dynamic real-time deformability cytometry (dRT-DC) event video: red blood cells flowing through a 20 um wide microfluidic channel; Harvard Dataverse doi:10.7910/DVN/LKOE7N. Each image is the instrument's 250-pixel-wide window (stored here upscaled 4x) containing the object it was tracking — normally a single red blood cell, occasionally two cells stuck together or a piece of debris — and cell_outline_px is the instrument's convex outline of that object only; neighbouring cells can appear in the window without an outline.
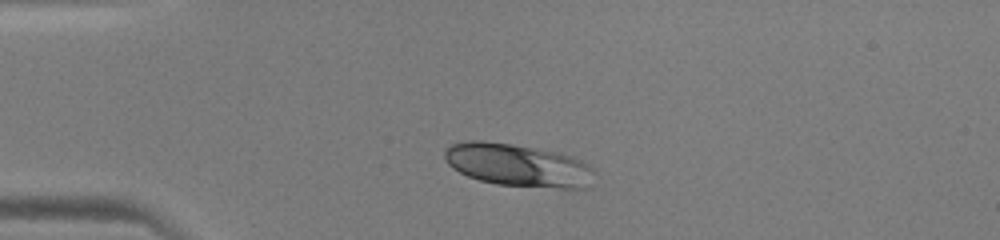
{"species": "human", "species_latin": "Homo sapiens", "temperature_condition": "warm", "stored_images_in_passage": 36, "camera_frame_rate_fps": 3000, "um_per_image_px": 0.085, "donor": {"sex": "male"}, "frame": {"image": 1, "passage_image": 1, "time_ms": 0.0, "image_size_px": [1000, 240], "cell_outline_px": [[596, 172], [588, 188], [560, 188], [496, 184], [480, 180], [468, 176], [452, 168], [448, 164], [444, 156], [444, 152], [452, 144], [468, 140], [484, 140], [512, 144], [556, 152], [580, 160], [588, 164]], "centroid_in_image_um": [44.03, 14.04], "position_along_channel_um": 41.0, "area_um2": 37.17}}
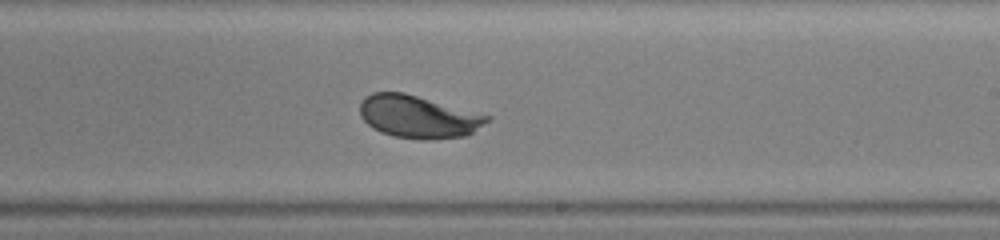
{"frame": {"image": 2, "passage_image": 18, "time_ms": 5.667, "image_size_px": [1000, 240], "cell_outline_px": [[492, 120], [472, 132], [464, 136], [436, 140], [420, 140], [392, 136], [380, 132], [372, 128], [360, 116], [360, 100], [364, 96], [372, 92], [404, 92], [492, 116]], "centroid_in_image_um": [35.55, 9.93], "position_along_channel_um": 253.5, "area_um2": 32.02}}
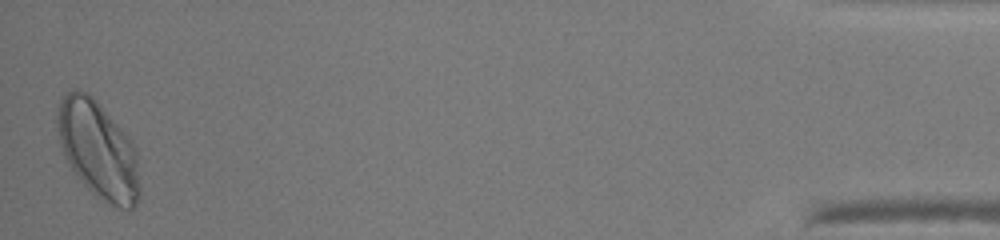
{"frame": {"image": 3, "passage_image": 36, "time_ms": 11.667, "image_size_px": [1000, 240], "cell_outline_px": [[140, 196], [136, 204], [132, 208], [120, 208], [96, 196], [84, 184], [72, 168], [60, 144], [56, 128], [56, 116], [60, 100], [72, 88], [76, 88], [88, 92], [96, 100], [132, 140], [136, 152], [140, 188]], "centroid_in_image_um": [8.35, 12.69], "position_along_channel_um": 426.9, "area_um2": 46.47}}